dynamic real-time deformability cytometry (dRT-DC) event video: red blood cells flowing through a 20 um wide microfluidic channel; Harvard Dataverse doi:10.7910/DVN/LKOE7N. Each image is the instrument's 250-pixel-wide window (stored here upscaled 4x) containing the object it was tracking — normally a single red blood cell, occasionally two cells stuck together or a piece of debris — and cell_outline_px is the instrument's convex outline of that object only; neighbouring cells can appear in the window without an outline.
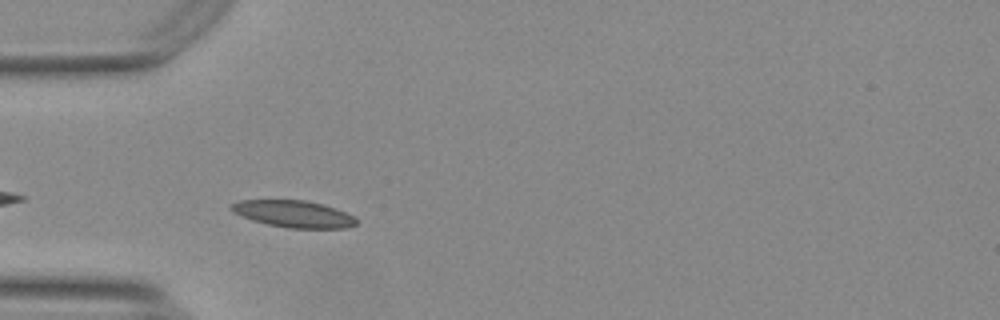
{"species": "Egyptian fruit bat (a non-hibernating species)", "species_latin": "Rousettus aegyptiacus", "temperature_condition": "warm", "stored_images_in_passage": 9, "camera_frame_rate_fps": 3000, "um_per_image_px": 0.085, "animal": {"sex": "female"}, "frame": {"image": 1, "passage_image": 3, "time_ms": 0.667, "image_size_px": [1000, 320], "cell_outline_px": [[356, 224], [344, 228], [288, 228], [268, 224], [252, 220], [240, 216], [232, 212], [228, 208], [228, 204], [240, 200], [304, 200], [324, 204], [336, 208], [352, 216], [356, 220]], "centroid_in_image_um": [24.88, 18.17], "position_along_channel_um": 60.1, "area_um2": 19.65}}
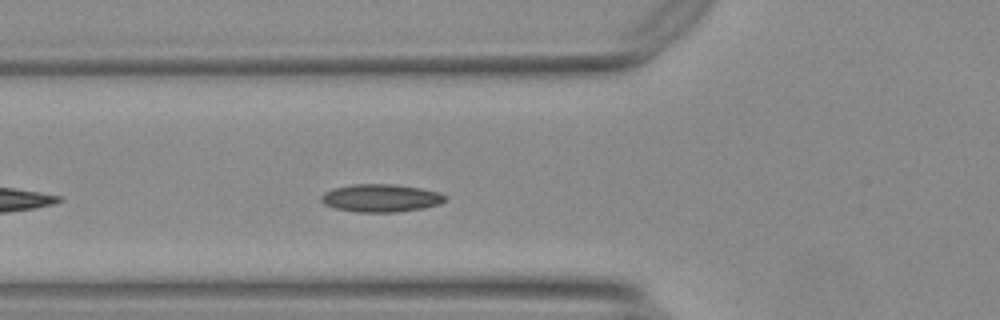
{"frame": {"image": 2, "passage_image": 6, "time_ms": 1.667, "image_size_px": [1000, 320], "cell_outline_px": [[448, 196], [440, 204], [424, 208], [396, 212], [356, 212], [336, 208], [324, 204], [320, 200], [320, 196], [324, 192], [332, 188], [352, 184], [392, 184], [420, 188], [440, 192]], "centroid_in_image_um": [32.36, 16.83], "position_along_channel_um": 93.4, "area_um2": 20.23}}